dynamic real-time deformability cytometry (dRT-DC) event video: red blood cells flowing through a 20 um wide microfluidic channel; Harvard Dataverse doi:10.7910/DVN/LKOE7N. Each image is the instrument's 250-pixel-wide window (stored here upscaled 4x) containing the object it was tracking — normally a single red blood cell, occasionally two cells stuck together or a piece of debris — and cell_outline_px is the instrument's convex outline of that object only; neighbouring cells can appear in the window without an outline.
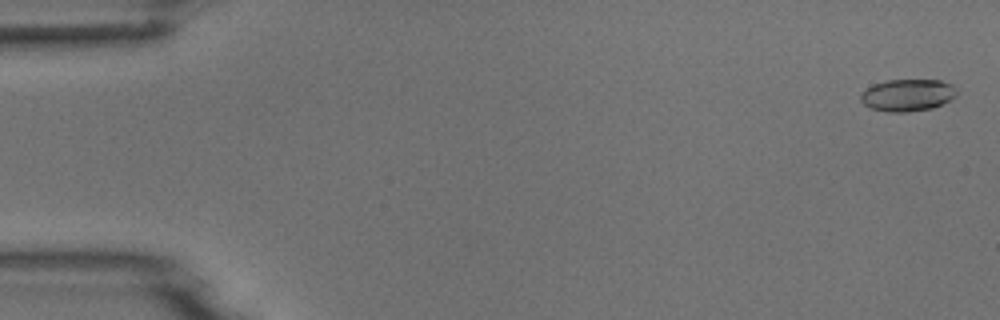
{"species": "common noctule bat (a hibernating species)", "species_latin": "Nyctalus noctula", "temperature_condition": "room temperature", "stored_images_in_passage": 7, "camera_frame_rate_fps": 3000, "um_per_image_px": 0.085, "animal": {"sex": "male", "body_mass_g": 18.8}, "frame": {"image": 1, "passage_image": 1, "time_ms": 0.0, "image_size_px": [1000, 320], "cell_outline_px": [[956, 96], [932, 108], [904, 112], [888, 112], [872, 108], [864, 104], [860, 100], [860, 96], [872, 84], [888, 80], [940, 80], [952, 84], [956, 88]], "centroid_in_image_um": [77.14, 8.07], "position_along_channel_um": 7.9, "area_um2": 17.74}}
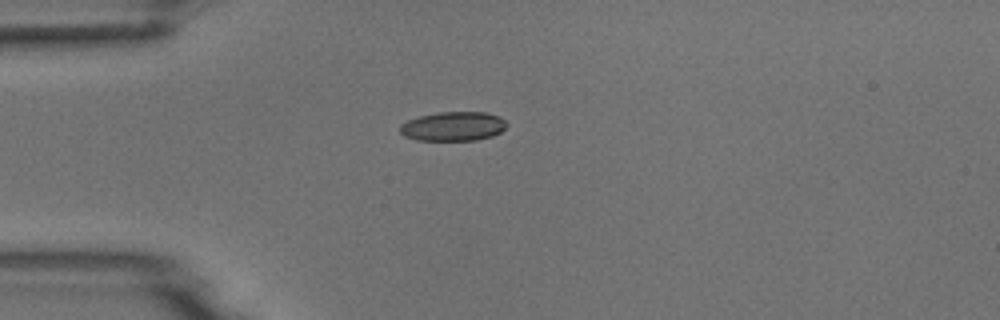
{"frame": {"image": 2, "passage_image": 4, "time_ms": 4.333, "image_size_px": [1000, 320], "cell_outline_px": [[508, 124], [500, 132], [492, 136], [476, 140], [416, 140], [404, 136], [400, 132], [400, 124], [408, 120], [420, 116], [440, 112], [484, 112], [500, 116]], "centroid_in_image_um": [38.52, 10.74], "position_along_channel_um": 46.5, "area_um2": 18.15}}